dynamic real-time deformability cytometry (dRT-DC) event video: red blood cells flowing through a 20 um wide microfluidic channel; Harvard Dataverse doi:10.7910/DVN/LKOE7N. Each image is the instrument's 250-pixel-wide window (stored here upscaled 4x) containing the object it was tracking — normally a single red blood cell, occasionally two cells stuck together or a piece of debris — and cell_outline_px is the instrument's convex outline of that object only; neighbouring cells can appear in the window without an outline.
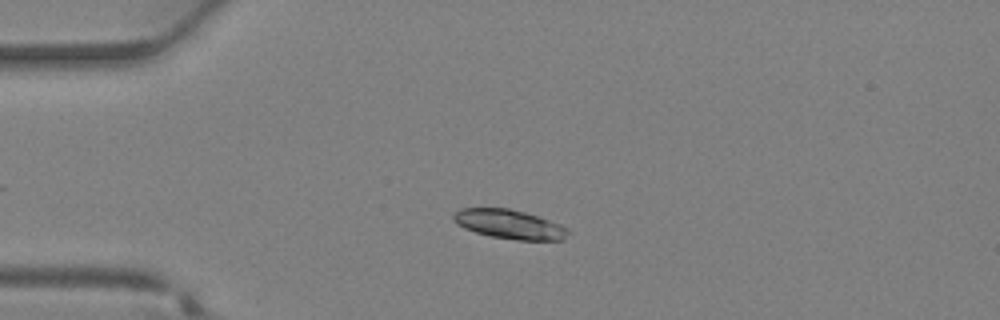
{"species": "Egyptian fruit bat (a non-hibernating species)", "species_latin": "Rousettus aegyptiacus", "temperature_condition": "warm", "stored_images_in_passage": 30, "camera_frame_rate_fps": 3000, "um_per_image_px": 0.085, "animal": {"sex": "female"}, "frame": {"image": 1, "passage_image": 8, "time_ms": 2.333, "image_size_px": [1000, 320], "cell_outline_px": [[568, 232], [564, 240], [516, 240], [492, 236], [476, 232], [464, 228], [456, 224], [452, 220], [452, 216], [460, 208], [508, 208], [524, 212], [560, 224], [568, 228]], "centroid_in_image_um": [43.27, 19.06], "position_along_channel_um": 41.7, "area_um2": 19.36}}
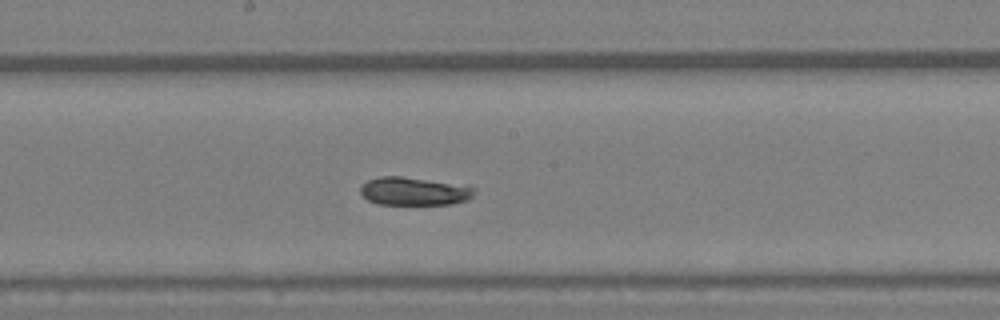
{"frame": {"image": 2, "passage_image": 19, "time_ms": 6.0, "image_size_px": [1000, 320], "cell_outline_px": [[472, 196], [468, 200], [452, 204], [376, 204], [368, 200], [360, 192], [360, 188], [368, 180], [380, 176], [400, 176], [472, 188]], "centroid_in_image_um": [35.08, 16.28], "position_along_channel_um": 213.1, "area_um2": 17.92}}
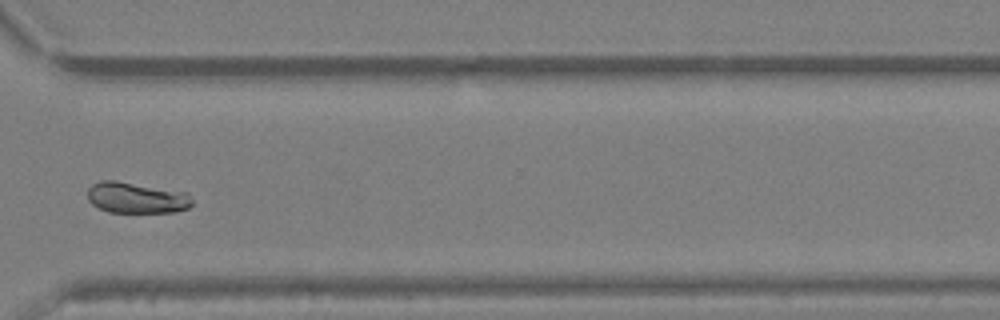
{"frame": {"image": 3, "passage_image": 27, "time_ms": 8.667, "image_size_px": [1000, 320], "cell_outline_px": [[192, 204], [188, 208], [172, 212], [108, 212], [92, 204], [88, 200], [88, 188], [92, 184], [100, 180], [116, 180], [188, 192], [192, 200]], "centroid_in_image_um": [11.59, 16.79], "position_along_channel_um": 359.0, "area_um2": 19.02}}